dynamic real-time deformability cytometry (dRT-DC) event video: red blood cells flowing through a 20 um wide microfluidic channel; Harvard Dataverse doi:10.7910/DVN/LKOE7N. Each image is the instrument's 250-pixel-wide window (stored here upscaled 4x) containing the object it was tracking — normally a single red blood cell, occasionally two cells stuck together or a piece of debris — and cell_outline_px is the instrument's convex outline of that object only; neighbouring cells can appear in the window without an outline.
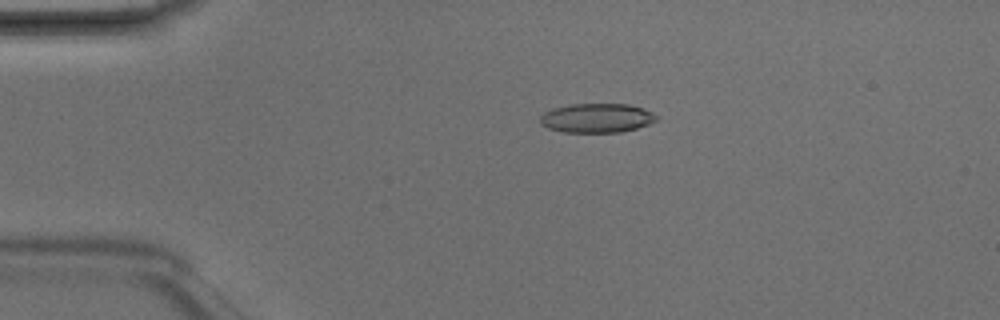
{"species": "Egyptian fruit bat (a non-hibernating species)", "species_latin": "Rousettus aegyptiacus", "temperature_condition": "room temperature", "stored_images_in_passage": 4, "camera_frame_rate_fps": 3000, "um_per_image_px": 0.085, "animal": {"sex": "male"}, "frame": {"image": 1, "passage_image": 3, "time_ms": 0.667, "image_size_px": [1000, 320], "cell_outline_px": [[656, 120], [648, 124], [636, 128], [620, 132], [564, 132], [548, 128], [540, 124], [540, 116], [544, 112], [552, 108], [568, 104], [628, 104], [644, 108], [652, 112], [656, 116]], "centroid_in_image_um": [50.69, 10.02], "position_along_channel_um": 34.3, "area_um2": 19.83}}